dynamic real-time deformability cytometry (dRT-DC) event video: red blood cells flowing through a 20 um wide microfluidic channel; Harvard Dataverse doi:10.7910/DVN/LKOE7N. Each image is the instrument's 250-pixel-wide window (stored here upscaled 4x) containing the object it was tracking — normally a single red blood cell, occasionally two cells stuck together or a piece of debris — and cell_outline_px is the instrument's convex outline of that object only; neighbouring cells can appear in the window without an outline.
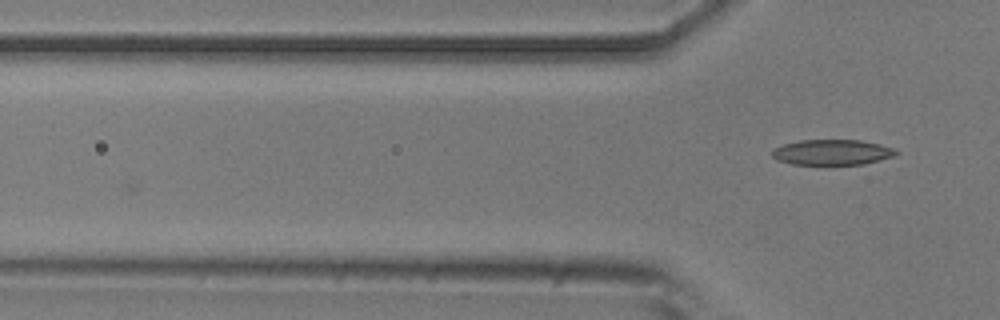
{"species": "common noctule bat (a hibernating species)", "species_latin": "Nyctalus noctula", "temperature_condition": "room temperature", "stored_images_in_passage": 3, "camera_frame_rate_fps": 3000, "um_per_image_px": 0.085, "animal": {"sex": "male", "body_mass_g": 20.5, "forearm_length_mm": 52.5}, "frame": {"image": 1, "passage_image": 3, "time_ms": 2.333, "image_size_px": [1000, 320], "cell_outline_px": [[900, 152], [892, 156], [880, 160], [864, 164], [792, 164], [776, 160], [772, 156], [772, 152], [776, 148], [784, 144], [800, 140], [860, 140], [880, 144], [896, 148]], "centroid_in_image_um": [70.76, 12.94], "position_along_channel_um": 55.0, "area_um2": 18.32}}